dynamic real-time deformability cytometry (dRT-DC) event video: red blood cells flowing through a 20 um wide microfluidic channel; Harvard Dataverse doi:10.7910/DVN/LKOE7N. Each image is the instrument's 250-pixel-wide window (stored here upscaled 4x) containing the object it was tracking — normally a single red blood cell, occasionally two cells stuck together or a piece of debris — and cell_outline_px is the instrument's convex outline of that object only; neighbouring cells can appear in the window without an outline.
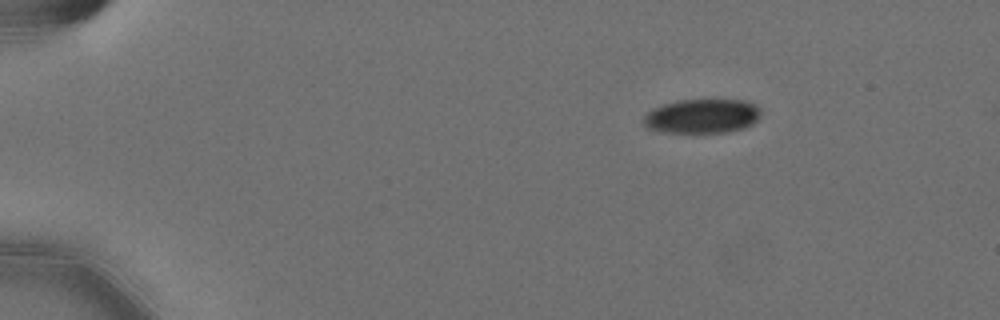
{"species": "Egyptian fruit bat (a non-hibernating species)", "species_latin": "Rousettus aegyptiacus", "temperature_condition": "cold", "stored_images_in_passage": 4, "camera_frame_rate_fps": 3000, "um_per_image_px": 0.085, "animal": {"sex": "female"}, "frame": {"image": 1, "passage_image": 1, "time_ms": 0.0, "image_size_px": [1000, 320], "cell_outline_px": [[760, 116], [752, 124], [744, 128], [728, 132], [664, 132], [648, 128], [644, 124], [644, 116], [652, 108], [664, 104], [680, 100], [748, 100], [756, 104], [760, 108]], "centroid_in_image_um": [59.71, 9.86], "position_along_channel_um": 25.3, "area_um2": 23.41}}